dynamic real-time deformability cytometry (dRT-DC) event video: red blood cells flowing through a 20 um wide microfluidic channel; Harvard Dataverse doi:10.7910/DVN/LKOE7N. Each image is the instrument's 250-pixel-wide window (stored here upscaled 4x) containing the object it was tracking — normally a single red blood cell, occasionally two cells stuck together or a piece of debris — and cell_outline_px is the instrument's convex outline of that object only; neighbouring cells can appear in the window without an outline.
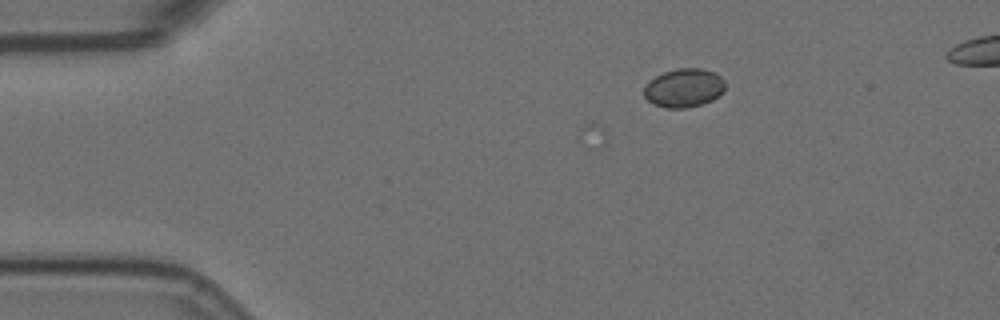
{"species": "Egyptian fruit bat (a non-hibernating species)", "species_latin": "Rousettus aegyptiacus", "temperature_condition": "room temperature", "stored_images_in_passage": 6, "camera_frame_rate_fps": 3000, "um_per_image_px": 0.085, "animal": {"sex": "female"}, "frame": {"image": 1, "passage_image": 6, "time_ms": 1.667, "image_size_px": [1000, 320], "cell_outline_px": [[724, 92], [720, 96], [712, 100], [688, 108], [668, 108], [652, 104], [644, 96], [644, 88], [648, 80], [664, 72], [676, 68], [700, 68], [716, 72], [724, 80]], "centroid_in_image_um": [58.14, 7.47], "position_along_channel_um": 26.9, "area_um2": 18.5}}